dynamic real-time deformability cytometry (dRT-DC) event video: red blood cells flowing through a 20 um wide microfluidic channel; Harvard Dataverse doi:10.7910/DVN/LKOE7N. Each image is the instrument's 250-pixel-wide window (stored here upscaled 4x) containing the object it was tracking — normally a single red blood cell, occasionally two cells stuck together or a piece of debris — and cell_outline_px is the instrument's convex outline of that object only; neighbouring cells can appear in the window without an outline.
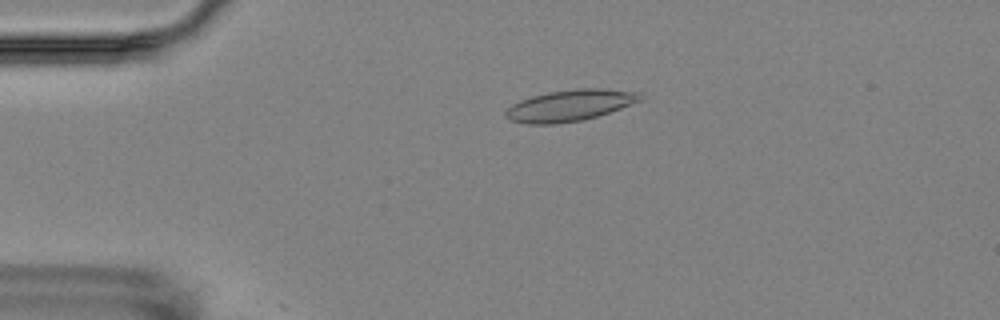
{"species": "Egyptian fruit bat (a non-hibernating species)", "species_latin": "Rousettus aegyptiacus", "temperature_condition": "room temperature", "stored_images_in_passage": 4, "camera_frame_rate_fps": 3000, "um_per_image_px": 0.085, "animal": {"sex": "female"}, "frame": {"image": 1, "passage_image": 1, "time_ms": 0.0, "image_size_px": [1000, 320], "cell_outline_px": [[644, 100], [584, 120], [556, 124], [528, 124], [512, 120], [504, 116], [504, 112], [512, 104], [520, 100], [532, 96], [548, 92], [576, 88], [604, 88], [640, 92], [644, 96]], "centroid_in_image_um": [48.47, 8.95], "position_along_channel_um": 36.5, "area_um2": 24.74}}
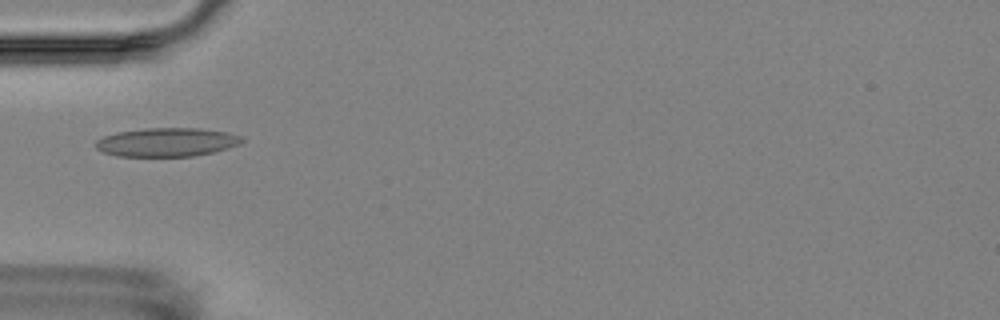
{"frame": {"image": 2, "passage_image": 3, "time_ms": 2.0, "image_size_px": [1000, 320], "cell_outline_px": [[244, 140], [240, 144], [228, 148], [212, 152], [192, 156], [116, 156], [104, 152], [96, 148], [96, 140], [104, 136], [116, 132], [144, 128], [200, 128], [224, 132], [244, 136]], "centroid_in_image_um": [14.18, 12.08], "position_along_channel_um": 70.8, "area_um2": 24.45}}
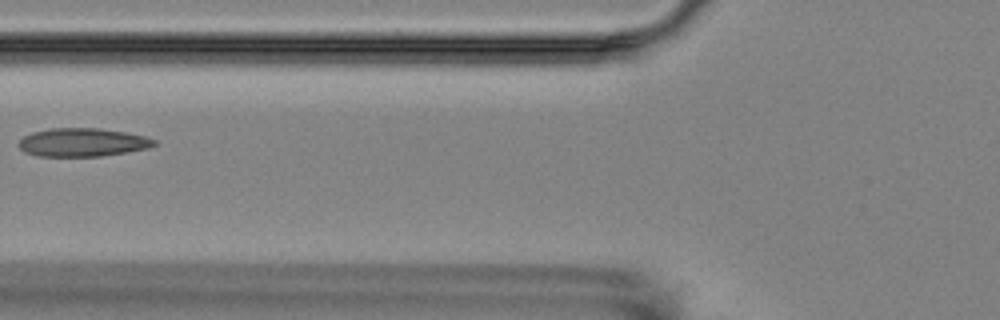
{"frame": {"image": 3, "passage_image": 4, "time_ms": 3.333, "image_size_px": [1000, 320], "cell_outline_px": [[156, 144], [148, 148], [128, 152], [100, 156], [36, 156], [24, 152], [16, 144], [24, 136], [32, 132], [48, 128], [100, 128], [124, 132], [144, 136], [156, 140]], "centroid_in_image_um": [6.98, 12.1], "position_along_channel_um": 118.8, "area_um2": 22.48}}